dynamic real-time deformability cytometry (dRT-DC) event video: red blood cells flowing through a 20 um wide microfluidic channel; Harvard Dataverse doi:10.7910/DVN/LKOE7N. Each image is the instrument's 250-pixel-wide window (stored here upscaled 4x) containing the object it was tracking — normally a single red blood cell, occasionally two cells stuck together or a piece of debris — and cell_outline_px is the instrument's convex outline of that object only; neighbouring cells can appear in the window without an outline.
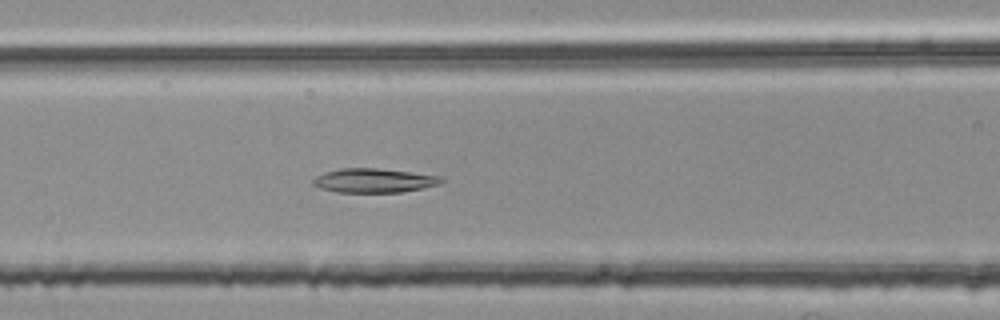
{"species": "common noctule bat (a hibernating species)", "species_latin": "Nyctalus noctula", "temperature_condition": "room temperature", "stored_images_in_passage": 26, "camera_frame_rate_fps": 3000, "um_per_image_px": 0.085, "animal": {"sex": "female", "body_mass_g": 25.1}, "frame": {"image": 1, "passage_image": 6, "time_ms": 1.667, "image_size_px": [1000, 320], "cell_outline_px": [[444, 180], [440, 184], [424, 188], [404, 192], [336, 192], [320, 188], [312, 184], [312, 180], [316, 176], [324, 172], [340, 168], [376, 168], [444, 176]], "centroid_in_image_um": [31.81, 15.34], "position_along_channel_um": 134.8, "area_um2": 18.21}}
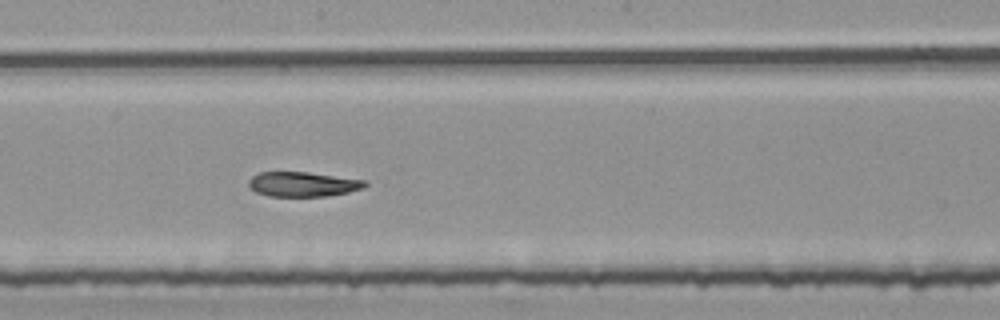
{"frame": {"image": 2, "passage_image": 13, "time_ms": 4.0, "image_size_px": [1000, 320], "cell_outline_px": [[368, 184], [364, 188], [348, 192], [328, 196], [268, 196], [256, 192], [248, 184], [248, 180], [252, 176], [260, 172], [308, 172], [364, 180]], "centroid_in_image_um": [25.74, 15.66], "position_along_channel_um": 222.5, "area_um2": 16.7}}
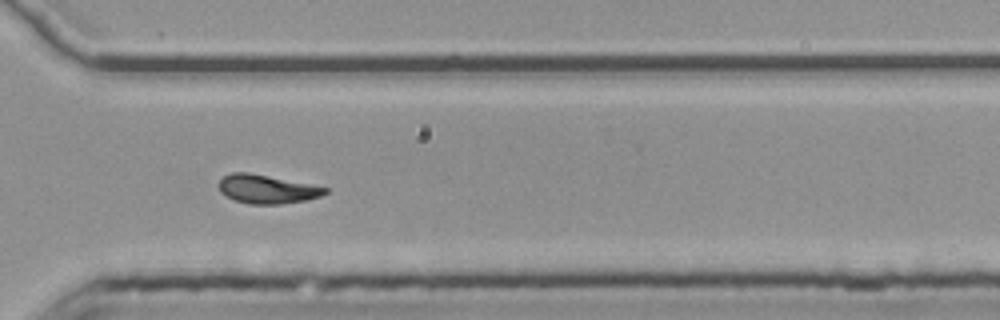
{"frame": {"image": 3, "passage_image": 23, "time_ms": 7.333, "image_size_px": [1000, 320], "cell_outline_px": [[328, 192], [320, 196], [304, 200], [280, 204], [248, 204], [236, 200], [220, 192], [220, 180], [224, 176], [232, 172], [248, 172], [328, 188]], "centroid_in_image_um": [22.67, 16.08], "position_along_channel_um": 347.9, "area_um2": 17.34}}